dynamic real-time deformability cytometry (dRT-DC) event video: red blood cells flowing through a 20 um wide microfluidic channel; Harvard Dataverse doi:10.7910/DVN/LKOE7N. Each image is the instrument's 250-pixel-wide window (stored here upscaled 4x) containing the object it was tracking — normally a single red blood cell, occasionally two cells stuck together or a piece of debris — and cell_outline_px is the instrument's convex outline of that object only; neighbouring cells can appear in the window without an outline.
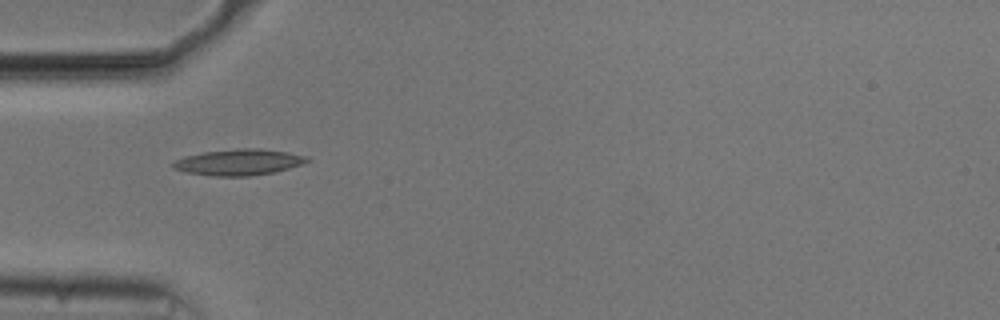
{"species": "common noctule bat (a hibernating species)", "species_latin": "Nyctalus noctula", "temperature_condition": "cold", "stored_images_in_passage": 38, "camera_frame_rate_fps": 3000, "um_per_image_px": 0.085, "animal": {"sex": "male", "body_mass_g": 20.5, "forearm_length_mm": 52.5}, "frame": {"image": 1, "passage_image": 1, "time_ms": 0.0, "image_size_px": [1000, 320], "cell_outline_px": [[312, 160], [288, 168], [272, 172], [248, 176], [216, 176], [188, 172], [172, 168], [172, 164], [176, 160], [184, 156], [204, 152], [236, 148], [260, 148], [288, 152], [308, 156]], "centroid_in_image_um": [20.31, 13.77], "position_along_channel_um": 64.7, "area_um2": 20.23}}
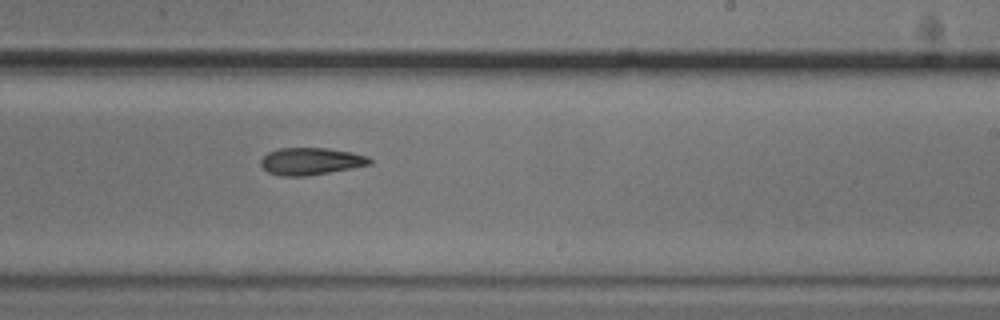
{"frame": {"image": 2, "passage_image": 17, "time_ms": 5.333, "image_size_px": [1000, 320], "cell_outline_px": [[372, 164], [352, 168], [304, 176], [280, 176], [268, 172], [260, 164], [260, 160], [268, 152], [280, 148], [328, 148], [352, 152], [368, 156], [372, 160]], "centroid_in_image_um": [26.43, 13.7], "position_along_channel_um": 262.6, "area_um2": 17.22}}
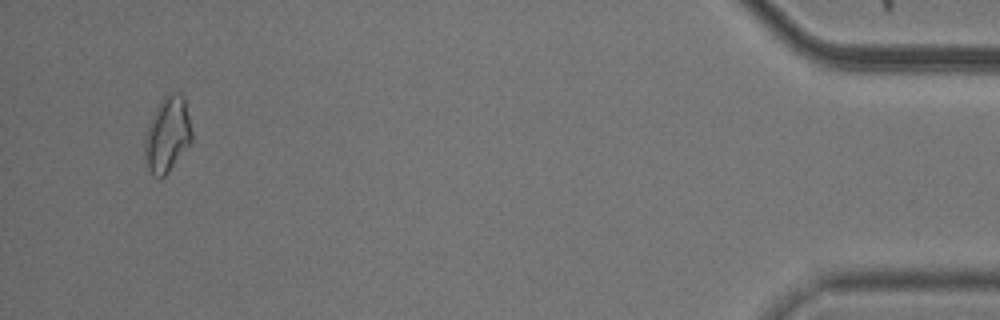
{"frame": {"image": 3, "passage_image": 36, "time_ms": 11.667, "image_size_px": [1000, 320], "cell_outline_px": [[192, 144], [168, 172], [160, 180], [152, 176], [148, 168], [144, 156], [144, 140], [152, 116], [160, 100], [164, 96], [172, 92], [180, 92], [184, 96], [192, 132]], "centroid_in_image_um": [14.24, 11.47], "position_along_channel_um": 421.0, "area_um2": 20.98}}